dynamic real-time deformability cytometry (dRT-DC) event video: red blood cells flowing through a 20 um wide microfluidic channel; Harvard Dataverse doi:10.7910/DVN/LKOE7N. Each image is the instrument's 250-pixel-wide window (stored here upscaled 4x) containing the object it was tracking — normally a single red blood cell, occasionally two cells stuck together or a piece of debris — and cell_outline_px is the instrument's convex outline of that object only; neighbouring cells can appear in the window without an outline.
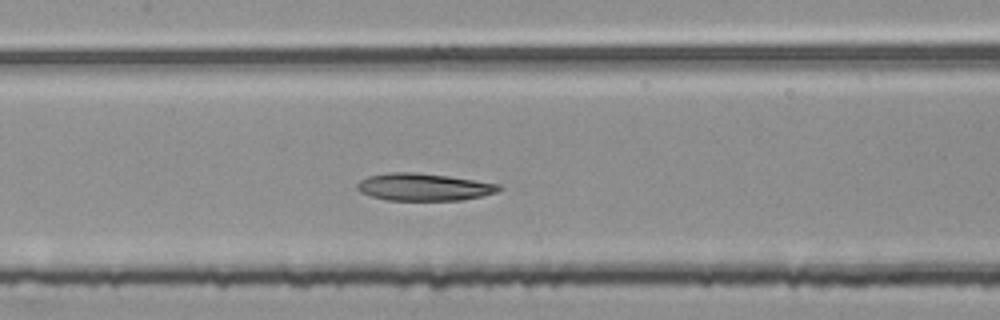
{"species": "common noctule bat (a hibernating species)", "species_latin": "Nyctalus noctula", "temperature_condition": "room temperature", "stored_images_in_passage": 46, "segment_of_instrument_passage": [2, 2], "camera_frame_rate_fps": 3000, "um_per_image_px": 0.085, "animal": {"sex": "female", "body_mass_g": 25.1}, "frame": {"image": 1, "passage_image": 21, "time_ms": 6.667, "image_size_px": [1000, 320], "cell_outline_px": [[504, 188], [496, 192], [480, 196], [460, 200], [384, 200], [360, 192], [356, 188], [356, 184], [360, 180], [368, 176], [388, 172], [416, 172], [448, 176], [500, 184]], "centroid_in_image_um": [35.99, 15.89], "position_along_channel_um": 171.4, "area_um2": 22.6}}
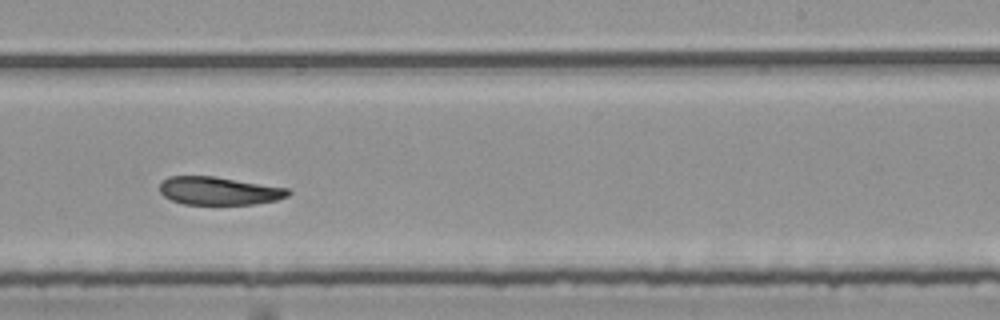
{"frame": {"image": 2, "passage_image": 29, "time_ms": 9.333, "image_size_px": [1000, 320], "cell_outline_px": [[292, 192], [288, 196], [276, 200], [252, 204], [184, 204], [172, 200], [164, 196], [160, 192], [160, 184], [168, 176], [212, 176], [288, 188]], "centroid_in_image_um": [18.61, 16.22], "position_along_channel_um": 270.4, "area_um2": 20.81}}
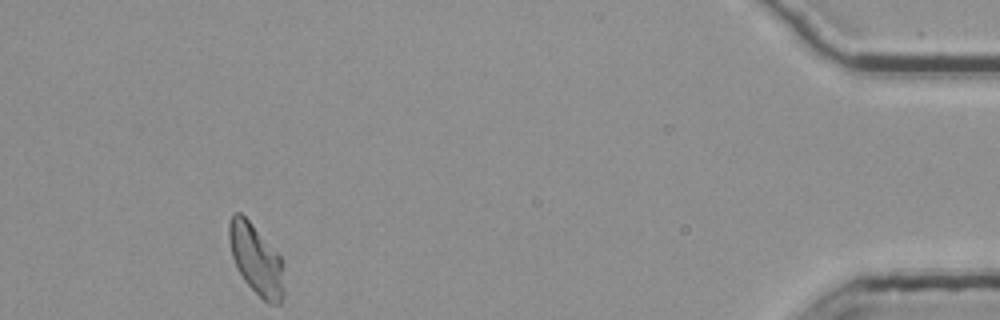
{"frame": {"image": 3, "passage_image": 46, "time_ms": 15.0, "image_size_px": [1000, 320], "cell_outline_px": [[284, 296], [280, 304], [268, 304], [244, 280], [236, 268], [232, 256], [228, 240], [228, 224], [232, 212], [240, 212], [248, 220], [284, 260]], "centroid_in_image_um": [21.78, 22.07], "position_along_channel_um": 413.4, "area_um2": 22.77}}